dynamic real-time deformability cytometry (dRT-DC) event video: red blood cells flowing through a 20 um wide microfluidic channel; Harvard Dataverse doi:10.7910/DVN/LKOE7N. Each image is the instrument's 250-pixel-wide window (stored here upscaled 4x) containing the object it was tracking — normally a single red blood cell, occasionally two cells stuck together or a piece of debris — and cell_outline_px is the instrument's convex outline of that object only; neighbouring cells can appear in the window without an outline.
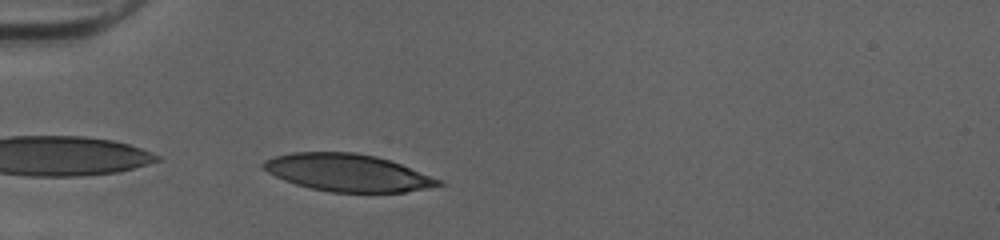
{"species": "human", "species_latin": "Homo sapiens", "temperature_condition": "cold", "stored_images_in_passage": 27, "camera_frame_rate_fps": 3000, "um_per_image_px": 0.085, "donor": {"sex": "female"}, "frame": {"image": 1, "passage_image": 1, "time_ms": 0.0, "image_size_px": [1000, 240], "cell_outline_px": [[444, 184], [404, 192], [332, 192], [312, 188], [296, 184], [284, 180], [268, 172], [260, 164], [264, 160], [272, 156], [292, 152], [356, 152], [376, 156], [400, 164], [444, 180]], "centroid_in_image_um": [29.53, 14.66], "position_along_channel_um": 55.5, "area_um2": 37.97}}
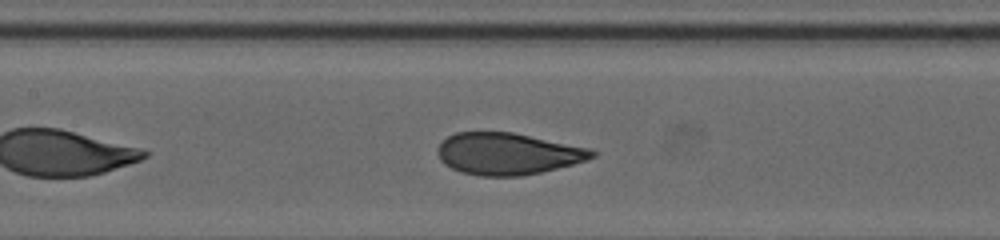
{"frame": {"image": 2, "passage_image": 10, "time_ms": 3.0, "image_size_px": [1000, 240], "cell_outline_px": [[596, 156], [588, 160], [540, 172], [520, 176], [480, 176], [460, 172], [444, 164], [440, 160], [436, 152], [436, 148], [448, 136], [456, 132], [512, 132], [592, 148], [596, 152]], "centroid_in_image_um": [43.15, 13.06], "position_along_channel_um": 164.2, "area_um2": 37.74}}
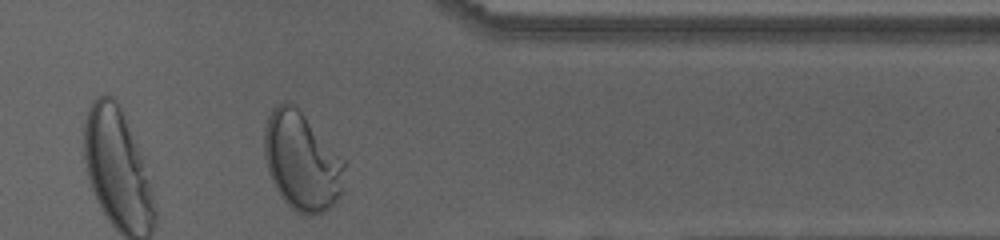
{"frame": {"image": 3, "passage_image": 27, "time_ms": 8.667, "image_size_px": [1000, 240], "cell_outline_px": [[348, 164], [340, 192], [336, 200], [324, 212], [308, 216], [296, 212], [284, 200], [276, 188], [268, 172], [264, 156], [264, 132], [268, 116], [272, 108], [276, 104], [292, 104], [304, 116]], "centroid_in_image_um": [25.64, 13.74], "position_along_channel_um": 385.8, "area_um2": 45.37}, "authors_computed_cell_mechanics": {"area_um2": 38.2636, "velocity_mm_per_s": 4.0452, "shape_relaxation_time_tau1_ms": 4.1703, "shape_relaxation_time_tau2_ms": null, "deformation_change_tau1": 0.1967, "deformation_change_tau2": null}}